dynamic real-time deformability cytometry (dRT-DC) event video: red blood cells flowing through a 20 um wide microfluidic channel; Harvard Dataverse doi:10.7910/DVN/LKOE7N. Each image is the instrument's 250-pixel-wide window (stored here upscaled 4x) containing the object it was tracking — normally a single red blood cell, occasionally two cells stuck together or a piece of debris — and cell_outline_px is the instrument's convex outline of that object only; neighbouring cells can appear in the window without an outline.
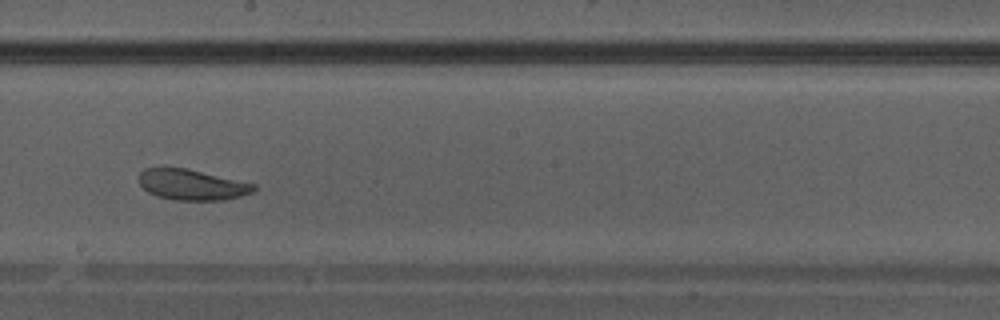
{"species": "Egyptian fruit bat (a non-hibernating species)", "species_latin": "Rousettus aegyptiacus", "temperature_condition": "warm", "stored_images_in_passage": 30, "camera_frame_rate_fps": 3000, "um_per_image_px": 0.085, "animal": {"sex": "male"}, "frame": {"image": 1, "passage_image": 13, "time_ms": 4.0, "image_size_px": [1000, 320], "cell_outline_px": [[256, 188], [252, 192], [240, 196], [224, 200], [176, 200], [156, 196], [148, 192], [140, 184], [140, 172], [144, 168], [184, 168], [256, 184]], "centroid_in_image_um": [16.31, 15.71], "position_along_channel_um": 231.9, "area_um2": 20.23}}